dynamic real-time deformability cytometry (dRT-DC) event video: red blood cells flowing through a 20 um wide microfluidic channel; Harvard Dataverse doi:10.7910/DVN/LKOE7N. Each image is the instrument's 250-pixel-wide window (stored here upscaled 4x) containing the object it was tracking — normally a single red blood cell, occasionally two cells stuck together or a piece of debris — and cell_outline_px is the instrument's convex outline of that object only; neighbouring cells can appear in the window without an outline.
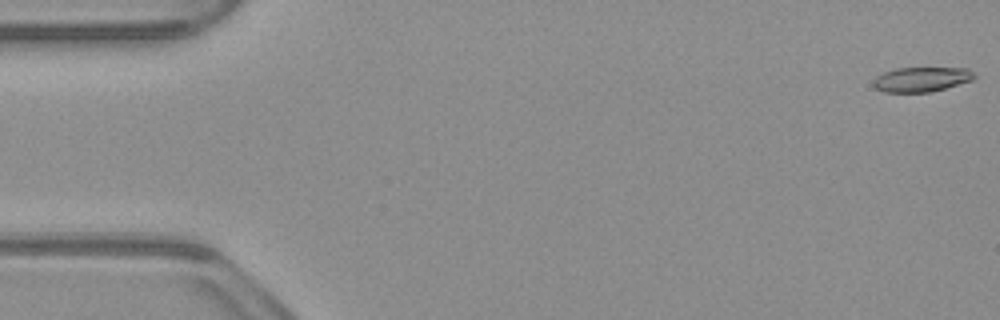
{"species": "common noctule bat (a hibernating species)", "species_latin": "Nyctalus noctula", "temperature_condition": "warm", "stored_images_in_passage": 53, "camera_frame_rate_fps": 3000, "um_per_image_px": 0.085, "animal": {"sex": "male", "body_mass_g": 23.1, "forearm_length_mm": 52.7}, "frame": {"image": 1, "passage_image": 1, "time_ms": 0.0, "image_size_px": [1000, 320], "cell_outline_px": [[976, 76], [972, 80], [944, 88], [928, 92], [884, 92], [876, 88], [872, 84], [872, 80], [876, 76], [884, 72], [896, 68], [968, 68]], "centroid_in_image_um": [78.28, 6.74], "position_along_channel_um": 6.7, "area_um2": 14.45}}
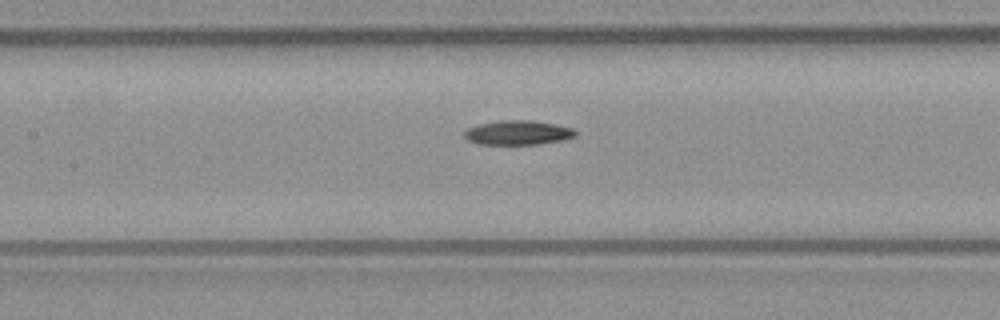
{"frame": {"image": 2, "passage_image": 24, "time_ms": 7.667, "image_size_px": [1000, 320], "cell_outline_px": [[576, 136], [560, 140], [540, 144], [476, 144], [468, 140], [464, 136], [464, 132], [468, 128], [480, 124], [500, 120], [532, 120], [556, 124], [572, 128], [576, 132]], "centroid_in_image_um": [44.01, 11.27], "position_along_channel_um": 163.4, "area_um2": 15.72}}
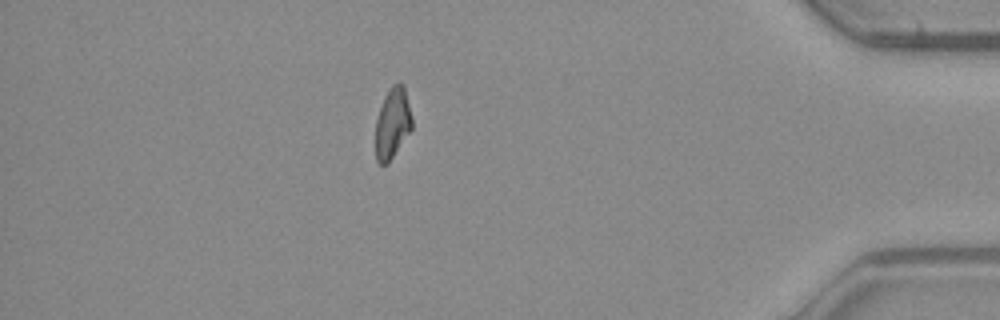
{"frame": {"image": 3, "passage_image": 46, "time_ms": 15.0, "image_size_px": [1000, 320], "cell_outline_px": [[412, 128], [388, 164], [380, 164], [376, 160], [376, 120], [384, 96], [388, 88], [392, 84], [400, 80], [404, 84], [412, 120]], "centroid_in_image_um": [33.36, 10.43], "position_along_channel_um": 401.8, "area_um2": 15.09}}